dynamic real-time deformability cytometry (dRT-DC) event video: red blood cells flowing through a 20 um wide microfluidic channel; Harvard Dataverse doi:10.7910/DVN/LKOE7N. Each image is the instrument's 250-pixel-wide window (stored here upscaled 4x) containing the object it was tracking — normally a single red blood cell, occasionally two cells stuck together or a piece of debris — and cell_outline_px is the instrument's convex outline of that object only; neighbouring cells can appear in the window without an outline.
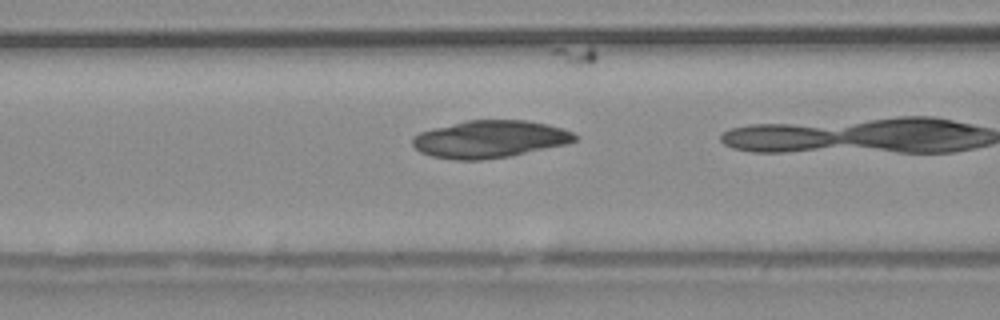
{"species": "common noctule bat (a hibernating species)", "species_latin": "Nyctalus noctula", "temperature_condition": "warm", "stored_images_in_passage": 14, "camera_frame_rate_fps": 3000, "um_per_image_px": 0.085, "animal": {"sex": "male", "body_mass_g": 20.4}, "frame": {"image": 1, "passage_image": 12, "time_ms": 3.667, "image_size_px": [1000, 320], "cell_outline_px": [[580, 136], [576, 140], [564, 144], [508, 156], [480, 160], [456, 160], [432, 156], [420, 152], [412, 144], [412, 136], [420, 132], [468, 120], [528, 120], [548, 124], [572, 132]], "centroid_in_image_um": [41.62, 11.82], "position_along_channel_um": 125.0, "area_um2": 34.97}}